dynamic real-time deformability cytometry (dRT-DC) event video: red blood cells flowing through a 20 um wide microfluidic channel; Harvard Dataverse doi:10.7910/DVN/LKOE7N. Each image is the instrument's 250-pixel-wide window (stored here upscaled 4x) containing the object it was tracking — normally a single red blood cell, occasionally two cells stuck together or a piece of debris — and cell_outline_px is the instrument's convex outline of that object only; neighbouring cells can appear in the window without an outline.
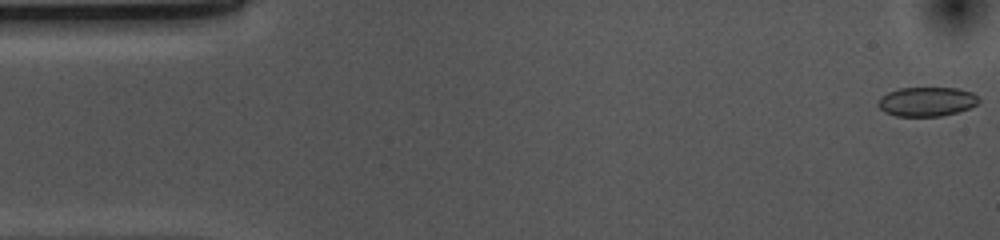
{"species": "common noctule bat (a hibernating species)", "species_latin": "Nyctalus noctula", "temperature_condition": "cold", "stored_images_in_passage": 12, "camera_frame_rate_fps": 3000, "um_per_image_px": 0.085, "animal": {"sex": "female", "body_mass_g": 10.0, "forearm_length_mm": 53.1}, "frame": {"image": 1, "passage_image": 1, "time_ms": 0.0, "image_size_px": [1000, 240], "cell_outline_px": [[980, 100], [976, 104], [968, 108], [956, 112], [940, 116], [896, 116], [884, 112], [876, 104], [880, 96], [888, 92], [900, 88], [956, 88], [972, 92]], "centroid_in_image_um": [78.72, 8.63], "position_along_channel_um": 6.3, "area_um2": 17.11}}